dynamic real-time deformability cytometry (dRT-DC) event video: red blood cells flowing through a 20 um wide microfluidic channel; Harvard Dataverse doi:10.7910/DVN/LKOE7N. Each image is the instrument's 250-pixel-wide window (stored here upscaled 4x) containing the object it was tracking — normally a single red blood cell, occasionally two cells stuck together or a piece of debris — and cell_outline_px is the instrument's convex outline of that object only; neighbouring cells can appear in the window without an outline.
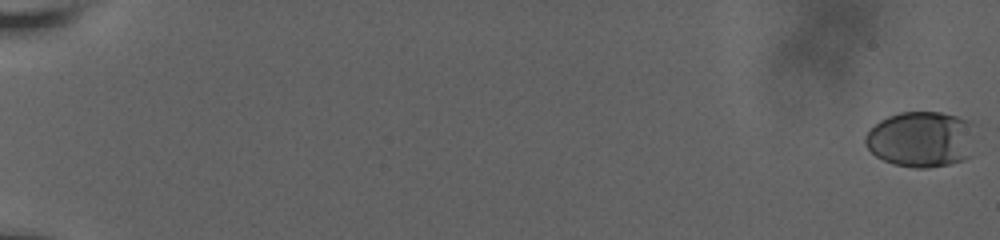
{"species": "human", "species_latin": "Homo sapiens", "temperature_condition": "room temperature", "stored_images_in_passage": 62, "camera_frame_rate_fps": 3000, "um_per_image_px": 0.085, "donor": {"sex": "male"}, "frame": {"image": 1, "passage_image": 1, "time_ms": 0.0, "image_size_px": [1000, 240], "cell_outline_px": [[976, 124], [972, 156], [964, 160], [948, 164], [928, 168], [916, 168], [892, 164], [876, 156], [864, 144], [864, 136], [880, 120], [888, 116], [900, 112], [940, 112], [972, 120]], "centroid_in_image_um": [78.37, 11.83], "position_along_channel_um": 6.6, "area_um2": 36.53}}
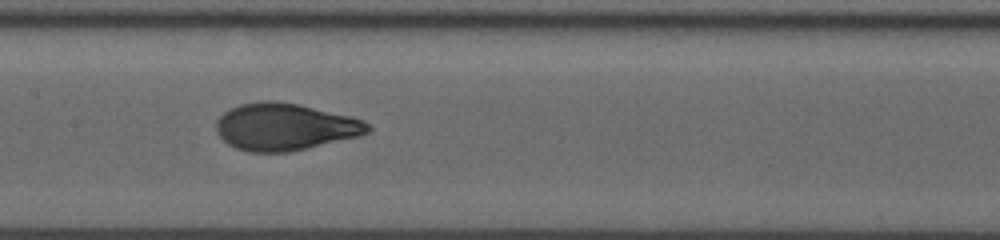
{"frame": {"image": 2, "passage_image": 35, "time_ms": 11.333, "image_size_px": [1000, 240], "cell_outline_px": [[372, 128], [368, 132], [360, 136], [288, 152], [248, 152], [236, 148], [228, 144], [216, 132], [216, 120], [228, 108], [240, 104], [264, 100], [276, 100], [300, 104], [352, 116], [364, 120]], "centroid_in_image_um": [24.21, 10.76], "position_along_channel_um": 183.2, "area_um2": 41.91}}
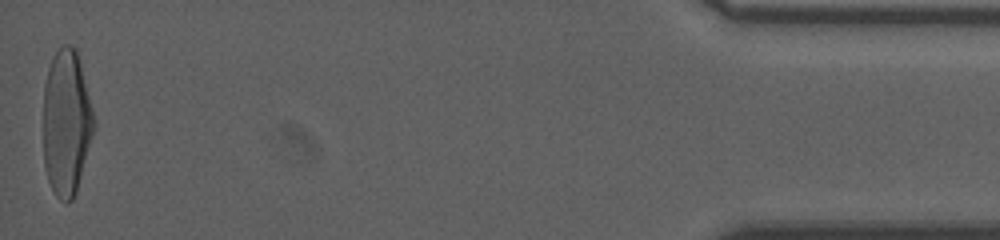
{"frame": {"image": 3, "passage_image": 62, "time_ms": 20.333, "image_size_px": [1000, 240], "cell_outline_px": [[96, 124], [76, 192], [72, 200], [68, 204], [60, 200], [56, 196], [48, 180], [44, 168], [44, 84], [48, 68], [52, 56], [64, 44], [72, 44], [76, 48], [92, 108]], "centroid_in_image_um": [5.64, 10.43], "position_along_channel_um": 429.6, "area_um2": 43.06}, "authors_computed_cell_mechanics": {"area_um2": 40.2577, "velocity_mm_per_s": 3.6501, "shape_relaxation_time_tau1_ms": 4.9074, "shape_relaxation_time_tau2_ms": null, "deformation_change_tau1": 0.2126, "deformation_change_tau2": null}}